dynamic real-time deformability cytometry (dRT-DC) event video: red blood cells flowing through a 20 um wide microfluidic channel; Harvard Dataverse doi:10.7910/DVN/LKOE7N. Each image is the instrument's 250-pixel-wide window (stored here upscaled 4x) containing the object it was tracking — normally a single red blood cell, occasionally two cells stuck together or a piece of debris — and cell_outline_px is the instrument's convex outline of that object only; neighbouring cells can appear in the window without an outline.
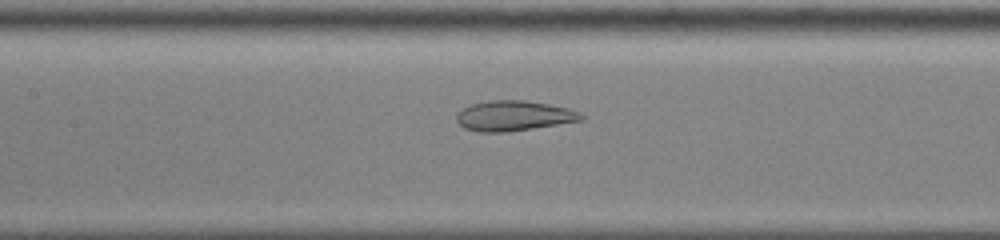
{"species": "common noctule bat (a hibernating species)", "species_latin": "Nyctalus noctula", "temperature_condition": "cold", "stored_images_in_passage": 54, "camera_frame_rate_fps": 3000, "um_per_image_px": 0.085, "animal": {"sex": "male", "body_mass_g": 13.0, "forearm_length_mm": 53.1}, "frame": {"image": 1, "passage_image": 27, "time_ms": 8.667, "image_size_px": [1000, 240], "cell_outline_px": [[584, 120], [532, 128], [504, 132], [480, 132], [464, 128], [456, 120], [456, 116], [464, 108], [472, 104], [492, 100], [524, 100], [548, 104], [568, 108], [580, 112], [584, 116]], "centroid_in_image_um": [43.69, 9.84], "position_along_channel_um": 163.7, "area_um2": 21.68}}
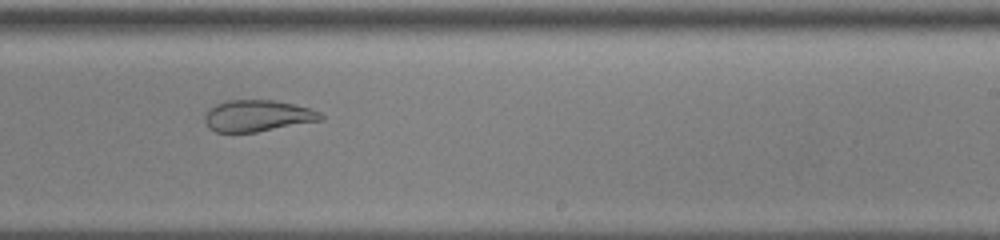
{"frame": {"image": 2, "passage_image": 35, "time_ms": 11.333, "image_size_px": [1000, 240], "cell_outline_px": [[324, 120], [256, 132], [216, 132], [208, 128], [204, 120], [204, 116], [208, 108], [224, 100], [276, 100], [308, 108], [320, 112], [324, 116]], "centroid_in_image_um": [21.87, 9.84], "position_along_channel_um": 267.1, "area_um2": 21.44}}
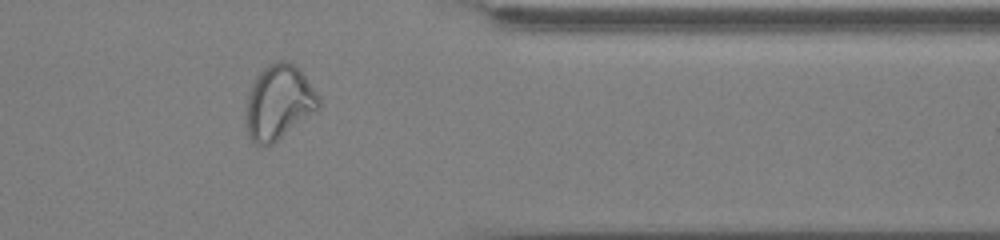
{"frame": {"image": 3, "passage_image": 45, "time_ms": 14.667, "image_size_px": [1000, 240], "cell_outline_px": [[320, 108], [316, 112], [268, 148], [264, 148], [256, 144], [248, 136], [244, 116], [244, 108], [248, 92], [252, 80], [268, 64], [276, 60], [288, 60], [304, 76], [320, 96]], "centroid_in_image_um": [23.65, 8.74], "position_along_channel_um": 387.7, "area_um2": 32.43}, "authors_computed_cell_mechanics": {"area_um2": 29.5647, "velocity_mm_per_s": 3.8926, "shape_relaxation_time_tau1_ms": null, "shape_relaxation_time_tau2_ms": 1.3605, "deformation_change_tau1": null, "deformation_change_tau2": 0.0803}}